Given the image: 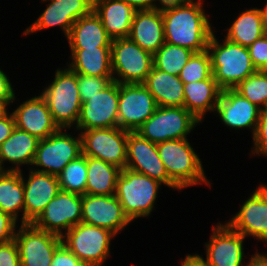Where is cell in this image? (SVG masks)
<instances>
[{"label":"cell","mask_w":267,"mask_h":266,"mask_svg":"<svg viewBox=\"0 0 267 266\" xmlns=\"http://www.w3.org/2000/svg\"><path fill=\"white\" fill-rule=\"evenodd\" d=\"M0 100H15V93L7 75L0 69Z\"/></svg>","instance_id":"cell-44"},{"label":"cell","mask_w":267,"mask_h":266,"mask_svg":"<svg viewBox=\"0 0 267 266\" xmlns=\"http://www.w3.org/2000/svg\"><path fill=\"white\" fill-rule=\"evenodd\" d=\"M184 107L200 122L208 111H215L222 89L213 75L202 81L184 84Z\"/></svg>","instance_id":"cell-28"},{"label":"cell","mask_w":267,"mask_h":266,"mask_svg":"<svg viewBox=\"0 0 267 266\" xmlns=\"http://www.w3.org/2000/svg\"><path fill=\"white\" fill-rule=\"evenodd\" d=\"M244 266H267V254L263 255L256 252Z\"/></svg>","instance_id":"cell-47"},{"label":"cell","mask_w":267,"mask_h":266,"mask_svg":"<svg viewBox=\"0 0 267 266\" xmlns=\"http://www.w3.org/2000/svg\"><path fill=\"white\" fill-rule=\"evenodd\" d=\"M39 141L28 132L15 128L10 137L0 145V171H5V161L15 165L8 171H22V164L33 165Z\"/></svg>","instance_id":"cell-26"},{"label":"cell","mask_w":267,"mask_h":266,"mask_svg":"<svg viewBox=\"0 0 267 266\" xmlns=\"http://www.w3.org/2000/svg\"><path fill=\"white\" fill-rule=\"evenodd\" d=\"M215 111L222 122L231 128H251L254 134L262 110L234 89H223Z\"/></svg>","instance_id":"cell-21"},{"label":"cell","mask_w":267,"mask_h":266,"mask_svg":"<svg viewBox=\"0 0 267 266\" xmlns=\"http://www.w3.org/2000/svg\"><path fill=\"white\" fill-rule=\"evenodd\" d=\"M256 70L267 71V35H263L248 47Z\"/></svg>","instance_id":"cell-38"},{"label":"cell","mask_w":267,"mask_h":266,"mask_svg":"<svg viewBox=\"0 0 267 266\" xmlns=\"http://www.w3.org/2000/svg\"><path fill=\"white\" fill-rule=\"evenodd\" d=\"M259 10L261 13V18H262V28H263L264 34L267 35V3L263 9H259Z\"/></svg>","instance_id":"cell-48"},{"label":"cell","mask_w":267,"mask_h":266,"mask_svg":"<svg viewBox=\"0 0 267 266\" xmlns=\"http://www.w3.org/2000/svg\"><path fill=\"white\" fill-rule=\"evenodd\" d=\"M244 239L227 223H219L212 228L210 240L205 243L206 260L199 257L209 266H244Z\"/></svg>","instance_id":"cell-17"},{"label":"cell","mask_w":267,"mask_h":266,"mask_svg":"<svg viewBox=\"0 0 267 266\" xmlns=\"http://www.w3.org/2000/svg\"><path fill=\"white\" fill-rule=\"evenodd\" d=\"M121 1L129 4L136 11L152 10L155 8H159L155 2L159 1L160 4L162 3V0H121Z\"/></svg>","instance_id":"cell-45"},{"label":"cell","mask_w":267,"mask_h":266,"mask_svg":"<svg viewBox=\"0 0 267 266\" xmlns=\"http://www.w3.org/2000/svg\"><path fill=\"white\" fill-rule=\"evenodd\" d=\"M62 130L39 141L33 165L43 168L32 170L58 176L69 162L82 155L81 136L73 137Z\"/></svg>","instance_id":"cell-9"},{"label":"cell","mask_w":267,"mask_h":266,"mask_svg":"<svg viewBox=\"0 0 267 266\" xmlns=\"http://www.w3.org/2000/svg\"><path fill=\"white\" fill-rule=\"evenodd\" d=\"M202 2L183 0L160 4L166 43L190 49L194 53L207 50L213 30L202 9Z\"/></svg>","instance_id":"cell-1"},{"label":"cell","mask_w":267,"mask_h":266,"mask_svg":"<svg viewBox=\"0 0 267 266\" xmlns=\"http://www.w3.org/2000/svg\"><path fill=\"white\" fill-rule=\"evenodd\" d=\"M126 168L147 175L170 188H180L169 178L159 156L157 144L141 137L136 132H128Z\"/></svg>","instance_id":"cell-14"},{"label":"cell","mask_w":267,"mask_h":266,"mask_svg":"<svg viewBox=\"0 0 267 266\" xmlns=\"http://www.w3.org/2000/svg\"><path fill=\"white\" fill-rule=\"evenodd\" d=\"M128 38L154 55L165 43L161 7L136 11Z\"/></svg>","instance_id":"cell-23"},{"label":"cell","mask_w":267,"mask_h":266,"mask_svg":"<svg viewBox=\"0 0 267 266\" xmlns=\"http://www.w3.org/2000/svg\"><path fill=\"white\" fill-rule=\"evenodd\" d=\"M12 114L16 128L28 132L39 140L47 138L59 129L41 94L23 102Z\"/></svg>","instance_id":"cell-22"},{"label":"cell","mask_w":267,"mask_h":266,"mask_svg":"<svg viewBox=\"0 0 267 266\" xmlns=\"http://www.w3.org/2000/svg\"><path fill=\"white\" fill-rule=\"evenodd\" d=\"M93 10L112 38H128L136 10L121 0H93Z\"/></svg>","instance_id":"cell-24"},{"label":"cell","mask_w":267,"mask_h":266,"mask_svg":"<svg viewBox=\"0 0 267 266\" xmlns=\"http://www.w3.org/2000/svg\"><path fill=\"white\" fill-rule=\"evenodd\" d=\"M57 178L60 190L78 195L86 194V156L82 154L69 162Z\"/></svg>","instance_id":"cell-34"},{"label":"cell","mask_w":267,"mask_h":266,"mask_svg":"<svg viewBox=\"0 0 267 266\" xmlns=\"http://www.w3.org/2000/svg\"><path fill=\"white\" fill-rule=\"evenodd\" d=\"M81 216L82 195L60 190L32 224L40 230L62 237L73 226L81 223Z\"/></svg>","instance_id":"cell-12"},{"label":"cell","mask_w":267,"mask_h":266,"mask_svg":"<svg viewBox=\"0 0 267 266\" xmlns=\"http://www.w3.org/2000/svg\"><path fill=\"white\" fill-rule=\"evenodd\" d=\"M114 236L106 228L81 222L62 236V243L87 266H101L110 256V242Z\"/></svg>","instance_id":"cell-7"},{"label":"cell","mask_w":267,"mask_h":266,"mask_svg":"<svg viewBox=\"0 0 267 266\" xmlns=\"http://www.w3.org/2000/svg\"><path fill=\"white\" fill-rule=\"evenodd\" d=\"M16 223L9 214L0 211V243H8L15 238Z\"/></svg>","instance_id":"cell-42"},{"label":"cell","mask_w":267,"mask_h":266,"mask_svg":"<svg viewBox=\"0 0 267 266\" xmlns=\"http://www.w3.org/2000/svg\"><path fill=\"white\" fill-rule=\"evenodd\" d=\"M21 266H50L62 237L36 228L32 223L21 224L15 233Z\"/></svg>","instance_id":"cell-13"},{"label":"cell","mask_w":267,"mask_h":266,"mask_svg":"<svg viewBox=\"0 0 267 266\" xmlns=\"http://www.w3.org/2000/svg\"><path fill=\"white\" fill-rule=\"evenodd\" d=\"M0 266H21L18 246L14 239L8 243H0Z\"/></svg>","instance_id":"cell-40"},{"label":"cell","mask_w":267,"mask_h":266,"mask_svg":"<svg viewBox=\"0 0 267 266\" xmlns=\"http://www.w3.org/2000/svg\"><path fill=\"white\" fill-rule=\"evenodd\" d=\"M7 113L0 118V145L10 137L16 128L13 114Z\"/></svg>","instance_id":"cell-43"},{"label":"cell","mask_w":267,"mask_h":266,"mask_svg":"<svg viewBox=\"0 0 267 266\" xmlns=\"http://www.w3.org/2000/svg\"><path fill=\"white\" fill-rule=\"evenodd\" d=\"M157 104L143 83L119 84L118 127L136 130L155 112Z\"/></svg>","instance_id":"cell-11"},{"label":"cell","mask_w":267,"mask_h":266,"mask_svg":"<svg viewBox=\"0 0 267 266\" xmlns=\"http://www.w3.org/2000/svg\"><path fill=\"white\" fill-rule=\"evenodd\" d=\"M143 85L153 95L157 106L184 107V83L179 76L168 74L153 66Z\"/></svg>","instance_id":"cell-27"},{"label":"cell","mask_w":267,"mask_h":266,"mask_svg":"<svg viewBox=\"0 0 267 266\" xmlns=\"http://www.w3.org/2000/svg\"><path fill=\"white\" fill-rule=\"evenodd\" d=\"M92 10L93 0H50L43 13L23 33L27 35L45 28L60 26L67 37L72 25Z\"/></svg>","instance_id":"cell-19"},{"label":"cell","mask_w":267,"mask_h":266,"mask_svg":"<svg viewBox=\"0 0 267 266\" xmlns=\"http://www.w3.org/2000/svg\"><path fill=\"white\" fill-rule=\"evenodd\" d=\"M21 210V224H24V186L21 171H0V211L17 221L18 212Z\"/></svg>","instance_id":"cell-31"},{"label":"cell","mask_w":267,"mask_h":266,"mask_svg":"<svg viewBox=\"0 0 267 266\" xmlns=\"http://www.w3.org/2000/svg\"><path fill=\"white\" fill-rule=\"evenodd\" d=\"M168 1H183V0H162V2H168ZM190 1H194V0H190Z\"/></svg>","instance_id":"cell-50"},{"label":"cell","mask_w":267,"mask_h":266,"mask_svg":"<svg viewBox=\"0 0 267 266\" xmlns=\"http://www.w3.org/2000/svg\"><path fill=\"white\" fill-rule=\"evenodd\" d=\"M12 101L14 100H0V118L8 113L6 107L12 103Z\"/></svg>","instance_id":"cell-49"},{"label":"cell","mask_w":267,"mask_h":266,"mask_svg":"<svg viewBox=\"0 0 267 266\" xmlns=\"http://www.w3.org/2000/svg\"><path fill=\"white\" fill-rule=\"evenodd\" d=\"M253 135L252 154H264L267 156V111H262Z\"/></svg>","instance_id":"cell-39"},{"label":"cell","mask_w":267,"mask_h":266,"mask_svg":"<svg viewBox=\"0 0 267 266\" xmlns=\"http://www.w3.org/2000/svg\"><path fill=\"white\" fill-rule=\"evenodd\" d=\"M213 75L211 60L207 50L193 53L179 74L180 80L186 84L202 81Z\"/></svg>","instance_id":"cell-36"},{"label":"cell","mask_w":267,"mask_h":266,"mask_svg":"<svg viewBox=\"0 0 267 266\" xmlns=\"http://www.w3.org/2000/svg\"><path fill=\"white\" fill-rule=\"evenodd\" d=\"M47 102L55 124L62 129L77 125L81 100L77 73L71 69H57L54 81L41 93Z\"/></svg>","instance_id":"cell-4"},{"label":"cell","mask_w":267,"mask_h":266,"mask_svg":"<svg viewBox=\"0 0 267 266\" xmlns=\"http://www.w3.org/2000/svg\"><path fill=\"white\" fill-rule=\"evenodd\" d=\"M228 40L249 47L264 35L261 13L258 8L241 12L227 30Z\"/></svg>","instance_id":"cell-32"},{"label":"cell","mask_w":267,"mask_h":266,"mask_svg":"<svg viewBox=\"0 0 267 266\" xmlns=\"http://www.w3.org/2000/svg\"><path fill=\"white\" fill-rule=\"evenodd\" d=\"M233 89L262 111L267 109V71L257 70Z\"/></svg>","instance_id":"cell-35"},{"label":"cell","mask_w":267,"mask_h":266,"mask_svg":"<svg viewBox=\"0 0 267 266\" xmlns=\"http://www.w3.org/2000/svg\"><path fill=\"white\" fill-rule=\"evenodd\" d=\"M24 186V224L33 223L44 211L47 204L60 191L55 175L39 173L30 168L28 180L23 177Z\"/></svg>","instance_id":"cell-20"},{"label":"cell","mask_w":267,"mask_h":266,"mask_svg":"<svg viewBox=\"0 0 267 266\" xmlns=\"http://www.w3.org/2000/svg\"><path fill=\"white\" fill-rule=\"evenodd\" d=\"M193 53L190 49L165 42L153 55V66L168 74L179 76Z\"/></svg>","instance_id":"cell-33"},{"label":"cell","mask_w":267,"mask_h":266,"mask_svg":"<svg viewBox=\"0 0 267 266\" xmlns=\"http://www.w3.org/2000/svg\"><path fill=\"white\" fill-rule=\"evenodd\" d=\"M119 83L112 81L82 103L77 130L118 127Z\"/></svg>","instance_id":"cell-15"},{"label":"cell","mask_w":267,"mask_h":266,"mask_svg":"<svg viewBox=\"0 0 267 266\" xmlns=\"http://www.w3.org/2000/svg\"><path fill=\"white\" fill-rule=\"evenodd\" d=\"M113 81V77H100L77 74L78 90L81 103H84L89 97L98 94L99 91L106 88Z\"/></svg>","instance_id":"cell-37"},{"label":"cell","mask_w":267,"mask_h":266,"mask_svg":"<svg viewBox=\"0 0 267 266\" xmlns=\"http://www.w3.org/2000/svg\"><path fill=\"white\" fill-rule=\"evenodd\" d=\"M200 121L185 107L158 106L153 115L137 130L141 137L158 144L184 139Z\"/></svg>","instance_id":"cell-6"},{"label":"cell","mask_w":267,"mask_h":266,"mask_svg":"<svg viewBox=\"0 0 267 266\" xmlns=\"http://www.w3.org/2000/svg\"><path fill=\"white\" fill-rule=\"evenodd\" d=\"M183 260L181 261V266H209L199 257L198 254H188Z\"/></svg>","instance_id":"cell-46"},{"label":"cell","mask_w":267,"mask_h":266,"mask_svg":"<svg viewBox=\"0 0 267 266\" xmlns=\"http://www.w3.org/2000/svg\"><path fill=\"white\" fill-rule=\"evenodd\" d=\"M128 132L119 127L83 130L82 154L125 169Z\"/></svg>","instance_id":"cell-10"},{"label":"cell","mask_w":267,"mask_h":266,"mask_svg":"<svg viewBox=\"0 0 267 266\" xmlns=\"http://www.w3.org/2000/svg\"><path fill=\"white\" fill-rule=\"evenodd\" d=\"M86 194L115 195L121 169L101 159L86 156Z\"/></svg>","instance_id":"cell-30"},{"label":"cell","mask_w":267,"mask_h":266,"mask_svg":"<svg viewBox=\"0 0 267 266\" xmlns=\"http://www.w3.org/2000/svg\"><path fill=\"white\" fill-rule=\"evenodd\" d=\"M157 149L169 178L181 190L200 183L210 185L201 160L187 138L158 143Z\"/></svg>","instance_id":"cell-3"},{"label":"cell","mask_w":267,"mask_h":266,"mask_svg":"<svg viewBox=\"0 0 267 266\" xmlns=\"http://www.w3.org/2000/svg\"><path fill=\"white\" fill-rule=\"evenodd\" d=\"M72 63L68 68L82 75L113 77L111 70V47L70 49Z\"/></svg>","instance_id":"cell-29"},{"label":"cell","mask_w":267,"mask_h":266,"mask_svg":"<svg viewBox=\"0 0 267 266\" xmlns=\"http://www.w3.org/2000/svg\"><path fill=\"white\" fill-rule=\"evenodd\" d=\"M70 49L111 47L112 38L107 34L100 17L92 10L73 25L67 36Z\"/></svg>","instance_id":"cell-25"},{"label":"cell","mask_w":267,"mask_h":266,"mask_svg":"<svg viewBox=\"0 0 267 266\" xmlns=\"http://www.w3.org/2000/svg\"><path fill=\"white\" fill-rule=\"evenodd\" d=\"M81 222L110 230L115 235L131 223L115 195H82Z\"/></svg>","instance_id":"cell-16"},{"label":"cell","mask_w":267,"mask_h":266,"mask_svg":"<svg viewBox=\"0 0 267 266\" xmlns=\"http://www.w3.org/2000/svg\"><path fill=\"white\" fill-rule=\"evenodd\" d=\"M223 42V44L219 43L213 32L207 51L211 60L213 77L218 86L222 90L233 89L257 70L250 58L248 47L234 43L227 38H224Z\"/></svg>","instance_id":"cell-2"},{"label":"cell","mask_w":267,"mask_h":266,"mask_svg":"<svg viewBox=\"0 0 267 266\" xmlns=\"http://www.w3.org/2000/svg\"><path fill=\"white\" fill-rule=\"evenodd\" d=\"M161 184L147 175L127 168L121 170L117 179L115 196L130 221L150 215Z\"/></svg>","instance_id":"cell-5"},{"label":"cell","mask_w":267,"mask_h":266,"mask_svg":"<svg viewBox=\"0 0 267 266\" xmlns=\"http://www.w3.org/2000/svg\"><path fill=\"white\" fill-rule=\"evenodd\" d=\"M50 266H87L81 262L63 243L54 252Z\"/></svg>","instance_id":"cell-41"},{"label":"cell","mask_w":267,"mask_h":266,"mask_svg":"<svg viewBox=\"0 0 267 266\" xmlns=\"http://www.w3.org/2000/svg\"><path fill=\"white\" fill-rule=\"evenodd\" d=\"M152 68L153 55L151 53L143 50L129 38L112 40L111 70L113 81L119 84L143 83ZM115 74L117 75L114 76Z\"/></svg>","instance_id":"cell-8"},{"label":"cell","mask_w":267,"mask_h":266,"mask_svg":"<svg viewBox=\"0 0 267 266\" xmlns=\"http://www.w3.org/2000/svg\"><path fill=\"white\" fill-rule=\"evenodd\" d=\"M226 223L244 237L253 236L267 242V186L259 185L239 212Z\"/></svg>","instance_id":"cell-18"}]
</instances>
